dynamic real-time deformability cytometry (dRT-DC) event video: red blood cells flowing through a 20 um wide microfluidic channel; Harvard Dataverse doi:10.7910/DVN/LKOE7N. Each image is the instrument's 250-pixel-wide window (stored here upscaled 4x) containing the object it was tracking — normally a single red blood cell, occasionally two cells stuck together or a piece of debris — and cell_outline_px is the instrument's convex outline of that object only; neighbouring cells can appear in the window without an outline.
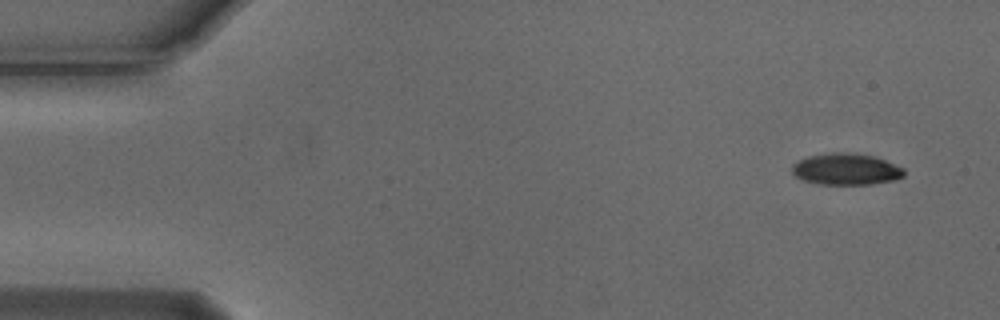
{"species": "Egyptian fruit bat (a non-hibernating species)", "species_latin": "Rousettus aegyptiacus", "temperature_condition": "cold", "stored_images_in_passage": 6, "camera_frame_rate_fps": 3000, "um_per_image_px": 0.085, "animal": {"sex": "male"}, "frame": {"image": 1, "passage_image": 1, "time_ms": 0.0, "image_size_px": [1000, 320], "cell_outline_px": [[904, 176], [896, 180], [872, 184], [820, 184], [804, 180], [796, 176], [792, 172], [792, 164], [808, 156], [832, 152], [844, 152], [872, 156], [884, 160], [904, 168]], "centroid_in_image_um": [71.92, 14.38], "position_along_channel_um": 13.1, "area_um2": 20.4}}
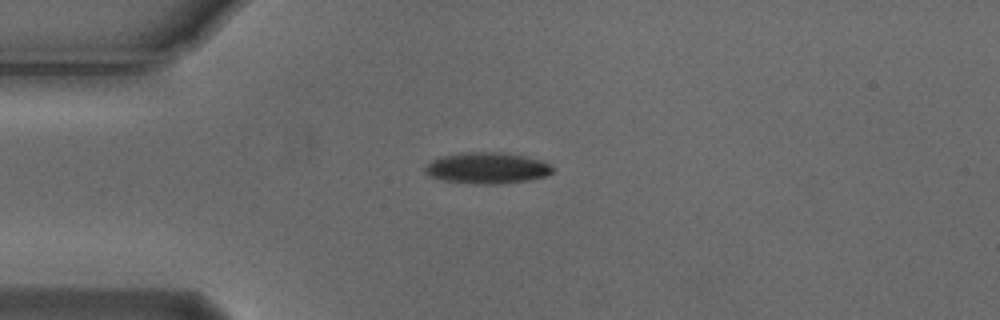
{"frame": {"image": 2, "passage_image": 4, "time_ms": 1.0, "image_size_px": [1000, 320], "cell_outline_px": [[552, 172], [548, 176], [528, 180], [496, 184], [484, 184], [444, 180], [428, 176], [424, 172], [424, 168], [432, 160], [440, 156], [460, 152], [500, 152], [524, 156], [540, 160], [552, 164]], "centroid_in_image_um": [41.4, 14.27], "position_along_channel_um": 43.6, "area_um2": 23.18}}
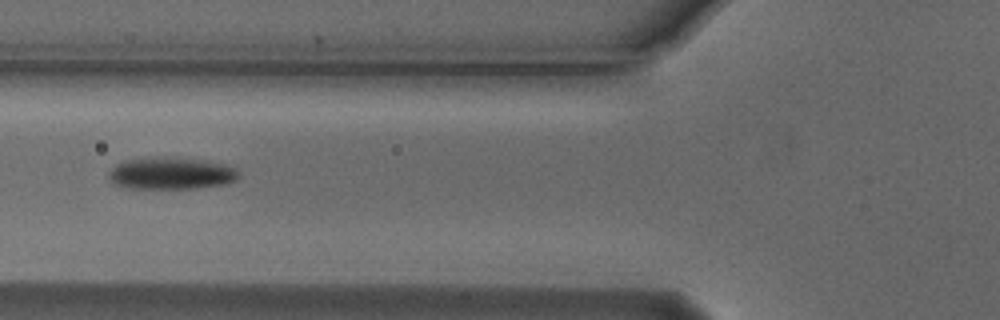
{"frame": {"image": 3, "passage_image": 6, "time_ms": 1.667, "image_size_px": [1000, 320], "cell_outline_px": [[240, 176], [236, 180], [224, 184], [196, 188], [128, 188], [116, 184], [108, 180], [108, 172], [116, 164], [124, 160], [156, 156], [168, 156], [208, 160], [224, 164], [236, 168], [240, 172]], "centroid_in_image_um": [14.55, 14.71], "position_along_channel_um": 111.2, "area_um2": 24.74}}